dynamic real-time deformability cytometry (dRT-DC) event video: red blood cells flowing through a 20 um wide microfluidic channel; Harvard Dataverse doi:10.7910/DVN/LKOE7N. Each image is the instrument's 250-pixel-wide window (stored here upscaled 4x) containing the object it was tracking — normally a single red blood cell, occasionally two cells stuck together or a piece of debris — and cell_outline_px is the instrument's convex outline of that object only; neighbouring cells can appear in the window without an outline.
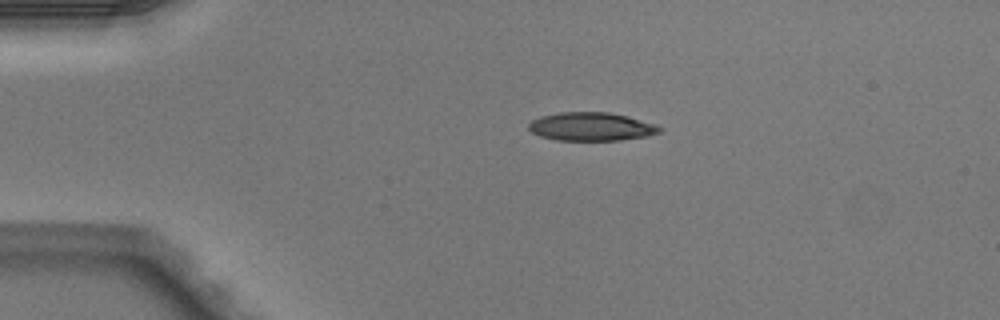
{"species": "Egyptian fruit bat (a non-hibernating species)", "species_latin": "Rousettus aegyptiacus", "temperature_condition": "warm", "stored_images_in_passage": 3, "camera_frame_rate_fps": 3000, "um_per_image_px": 0.085, "animal": {"sex": "male"}, "frame": {"image": 1, "passage_image": 2, "time_ms": 0.333, "image_size_px": [1000, 320], "cell_outline_px": [[664, 128], [660, 132], [648, 136], [620, 140], [556, 140], [540, 136], [532, 132], [528, 128], [528, 124], [532, 120], [540, 116], [560, 112], [608, 112], [628, 116], [660, 124]], "centroid_in_image_um": [50.32, 10.76], "position_along_channel_um": 34.7, "area_um2": 21.96}}